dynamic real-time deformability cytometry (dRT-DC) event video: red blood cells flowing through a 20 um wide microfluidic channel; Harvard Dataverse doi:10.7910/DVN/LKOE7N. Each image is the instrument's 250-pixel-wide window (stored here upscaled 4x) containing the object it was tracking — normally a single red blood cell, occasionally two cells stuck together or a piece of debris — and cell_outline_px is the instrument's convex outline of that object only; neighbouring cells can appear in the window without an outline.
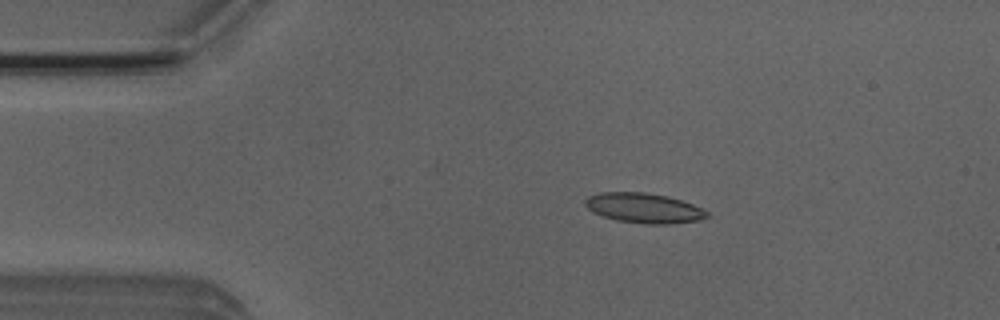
{"species": "Egyptian fruit bat (a non-hibernating species)", "species_latin": "Rousettus aegyptiacus", "temperature_condition": "room temperature", "stored_images_in_passage": 4, "camera_frame_rate_fps": 3000, "um_per_image_px": 0.085, "animal": {"sex": "male"}, "frame": {"image": 1, "passage_image": 2, "time_ms": 1.0, "image_size_px": [1000, 320], "cell_outline_px": [[708, 216], [700, 220], [668, 224], [644, 224], [616, 220], [592, 212], [584, 204], [584, 200], [588, 196], [600, 192], [644, 192], [668, 196], [692, 204], [708, 212]], "centroid_in_image_um": [54.7, 17.68], "position_along_channel_um": 30.3, "area_um2": 21.21}}
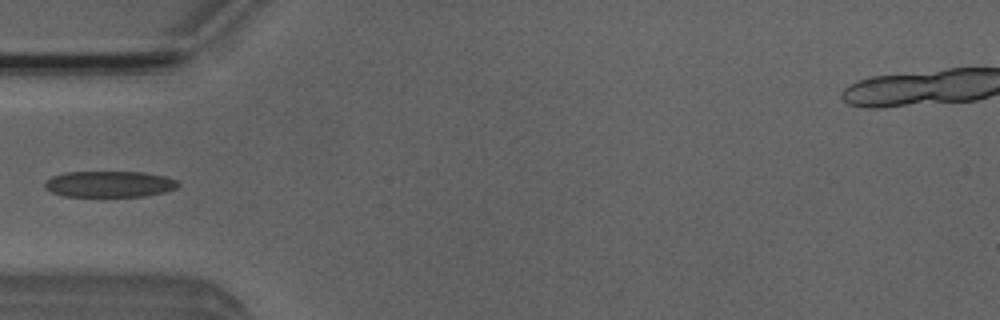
{"frame": {"image": 2, "passage_image": 4, "time_ms": 3.333, "image_size_px": [1000, 320], "cell_outline_px": [[180, 184], [176, 188], [164, 192], [144, 196], [64, 196], [52, 192], [44, 188], [44, 184], [52, 176], [64, 172], [144, 172], [164, 176], [176, 180]], "centroid_in_image_um": [9.29, 15.64], "position_along_channel_um": 75.7, "area_um2": 20.23}}